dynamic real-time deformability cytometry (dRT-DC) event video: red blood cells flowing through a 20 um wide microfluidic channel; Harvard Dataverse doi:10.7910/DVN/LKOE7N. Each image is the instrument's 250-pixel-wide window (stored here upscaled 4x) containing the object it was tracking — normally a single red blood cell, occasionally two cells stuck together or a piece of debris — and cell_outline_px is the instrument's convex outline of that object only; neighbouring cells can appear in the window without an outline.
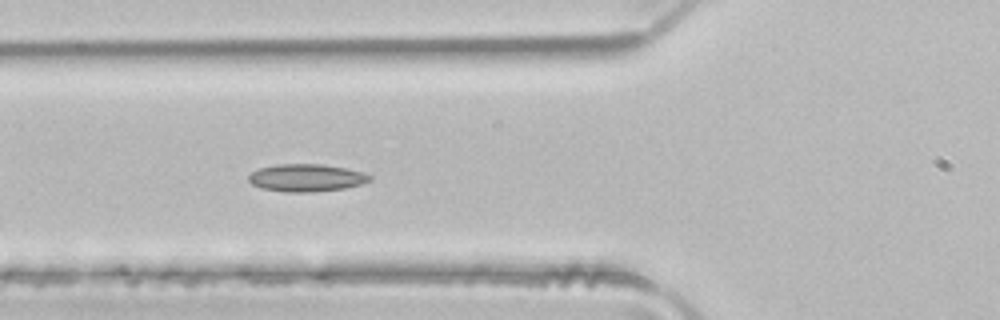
{"species": "common noctule bat (a hibernating species)", "species_latin": "Nyctalus noctula", "temperature_condition": "room temperature", "stored_images_in_passage": 5, "camera_frame_rate_fps": 3000, "um_per_image_px": 0.085, "animal": {"sex": "male", "body_mass_g": 21.5, "forearm_length_mm": 52.0}, "frame": {"image": 1, "passage_image": 5, "time_ms": 1.333, "image_size_px": [1000, 320], "cell_outline_px": [[372, 180], [360, 184], [344, 188], [312, 192], [284, 192], [260, 188], [252, 184], [248, 180], [248, 176], [252, 172], [260, 168], [276, 164], [324, 164], [348, 168], [372, 176]], "centroid_in_image_um": [26.02, 15.11], "position_along_channel_um": 99.8, "area_um2": 19.48}}